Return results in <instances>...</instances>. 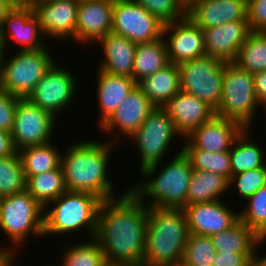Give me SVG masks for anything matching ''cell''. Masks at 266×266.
<instances>
[{"mask_svg": "<svg viewBox=\"0 0 266 266\" xmlns=\"http://www.w3.org/2000/svg\"><path fill=\"white\" fill-rule=\"evenodd\" d=\"M112 139L104 143L78 140L61 155V167L68 191L91 193L103 201L116 198L112 182L107 176L110 152L115 145V139Z\"/></svg>", "mask_w": 266, "mask_h": 266, "instance_id": "7a4b0ae2", "label": "cell"}, {"mask_svg": "<svg viewBox=\"0 0 266 266\" xmlns=\"http://www.w3.org/2000/svg\"><path fill=\"white\" fill-rule=\"evenodd\" d=\"M264 241H266V234L261 238V243H263Z\"/></svg>", "mask_w": 266, "mask_h": 266, "instance_id": "db71d44e", "label": "cell"}, {"mask_svg": "<svg viewBox=\"0 0 266 266\" xmlns=\"http://www.w3.org/2000/svg\"><path fill=\"white\" fill-rule=\"evenodd\" d=\"M2 1L7 2L12 8L26 3L24 0H2Z\"/></svg>", "mask_w": 266, "mask_h": 266, "instance_id": "681fc988", "label": "cell"}, {"mask_svg": "<svg viewBox=\"0 0 266 266\" xmlns=\"http://www.w3.org/2000/svg\"><path fill=\"white\" fill-rule=\"evenodd\" d=\"M75 78L71 71L62 66L58 67L55 61L27 98L56 117L58 112L69 107L75 96Z\"/></svg>", "mask_w": 266, "mask_h": 266, "instance_id": "4fadbf2b", "label": "cell"}, {"mask_svg": "<svg viewBox=\"0 0 266 266\" xmlns=\"http://www.w3.org/2000/svg\"><path fill=\"white\" fill-rule=\"evenodd\" d=\"M164 26L136 0L114 1L111 32L139 44L162 38Z\"/></svg>", "mask_w": 266, "mask_h": 266, "instance_id": "8fae6325", "label": "cell"}, {"mask_svg": "<svg viewBox=\"0 0 266 266\" xmlns=\"http://www.w3.org/2000/svg\"><path fill=\"white\" fill-rule=\"evenodd\" d=\"M137 85L156 107H160L180 91L179 67L170 63L153 75L143 78Z\"/></svg>", "mask_w": 266, "mask_h": 266, "instance_id": "484cf974", "label": "cell"}, {"mask_svg": "<svg viewBox=\"0 0 266 266\" xmlns=\"http://www.w3.org/2000/svg\"><path fill=\"white\" fill-rule=\"evenodd\" d=\"M245 128L237 121L214 115L186 137L181 150H202L210 153L230 151L235 139Z\"/></svg>", "mask_w": 266, "mask_h": 266, "instance_id": "9a60e30c", "label": "cell"}, {"mask_svg": "<svg viewBox=\"0 0 266 266\" xmlns=\"http://www.w3.org/2000/svg\"><path fill=\"white\" fill-rule=\"evenodd\" d=\"M9 37L22 46L19 50H38L45 48L41 25L29 3L13 7L7 14L0 29V39L5 49ZM44 44V45H43Z\"/></svg>", "mask_w": 266, "mask_h": 266, "instance_id": "2e32d148", "label": "cell"}, {"mask_svg": "<svg viewBox=\"0 0 266 266\" xmlns=\"http://www.w3.org/2000/svg\"><path fill=\"white\" fill-rule=\"evenodd\" d=\"M254 266H266V256H259V258L256 256L254 260Z\"/></svg>", "mask_w": 266, "mask_h": 266, "instance_id": "c3c4849f", "label": "cell"}, {"mask_svg": "<svg viewBox=\"0 0 266 266\" xmlns=\"http://www.w3.org/2000/svg\"><path fill=\"white\" fill-rule=\"evenodd\" d=\"M246 201L248 205L239 213V219L261 239L266 234V185Z\"/></svg>", "mask_w": 266, "mask_h": 266, "instance_id": "74e56055", "label": "cell"}, {"mask_svg": "<svg viewBox=\"0 0 266 266\" xmlns=\"http://www.w3.org/2000/svg\"><path fill=\"white\" fill-rule=\"evenodd\" d=\"M250 31L266 32V0H247Z\"/></svg>", "mask_w": 266, "mask_h": 266, "instance_id": "b9f144b4", "label": "cell"}, {"mask_svg": "<svg viewBox=\"0 0 266 266\" xmlns=\"http://www.w3.org/2000/svg\"><path fill=\"white\" fill-rule=\"evenodd\" d=\"M183 211L190 234L211 236L239 220V213L233 212L222 200L187 205Z\"/></svg>", "mask_w": 266, "mask_h": 266, "instance_id": "d6986e66", "label": "cell"}, {"mask_svg": "<svg viewBox=\"0 0 266 266\" xmlns=\"http://www.w3.org/2000/svg\"><path fill=\"white\" fill-rule=\"evenodd\" d=\"M176 134L179 136L173 120L156 107L130 137L135 141L141 156L140 173L143 178L153 177Z\"/></svg>", "mask_w": 266, "mask_h": 266, "instance_id": "9c48e42d", "label": "cell"}, {"mask_svg": "<svg viewBox=\"0 0 266 266\" xmlns=\"http://www.w3.org/2000/svg\"><path fill=\"white\" fill-rule=\"evenodd\" d=\"M55 146L50 141L18 151L26 180L31 176L56 169L61 165L62 154Z\"/></svg>", "mask_w": 266, "mask_h": 266, "instance_id": "f546056e", "label": "cell"}, {"mask_svg": "<svg viewBox=\"0 0 266 266\" xmlns=\"http://www.w3.org/2000/svg\"><path fill=\"white\" fill-rule=\"evenodd\" d=\"M17 152L11 132L0 130V157L13 156Z\"/></svg>", "mask_w": 266, "mask_h": 266, "instance_id": "f6af8a7d", "label": "cell"}, {"mask_svg": "<svg viewBox=\"0 0 266 266\" xmlns=\"http://www.w3.org/2000/svg\"><path fill=\"white\" fill-rule=\"evenodd\" d=\"M166 37L139 43L135 49L133 79L136 83L170 64Z\"/></svg>", "mask_w": 266, "mask_h": 266, "instance_id": "4316f807", "label": "cell"}, {"mask_svg": "<svg viewBox=\"0 0 266 266\" xmlns=\"http://www.w3.org/2000/svg\"><path fill=\"white\" fill-rule=\"evenodd\" d=\"M159 108L173 120L179 135L184 138L215 115V110L206 102L183 91H179Z\"/></svg>", "mask_w": 266, "mask_h": 266, "instance_id": "ac0fdd59", "label": "cell"}, {"mask_svg": "<svg viewBox=\"0 0 266 266\" xmlns=\"http://www.w3.org/2000/svg\"><path fill=\"white\" fill-rule=\"evenodd\" d=\"M248 20L231 21L203 30L205 55L232 63L250 33Z\"/></svg>", "mask_w": 266, "mask_h": 266, "instance_id": "ffe728a7", "label": "cell"}, {"mask_svg": "<svg viewBox=\"0 0 266 266\" xmlns=\"http://www.w3.org/2000/svg\"><path fill=\"white\" fill-rule=\"evenodd\" d=\"M29 4L45 37L76 40L79 0H31Z\"/></svg>", "mask_w": 266, "mask_h": 266, "instance_id": "5bb4252c", "label": "cell"}, {"mask_svg": "<svg viewBox=\"0 0 266 266\" xmlns=\"http://www.w3.org/2000/svg\"><path fill=\"white\" fill-rule=\"evenodd\" d=\"M56 119L28 98H18L11 130L17 151L52 141Z\"/></svg>", "mask_w": 266, "mask_h": 266, "instance_id": "7c38bea8", "label": "cell"}, {"mask_svg": "<svg viewBox=\"0 0 266 266\" xmlns=\"http://www.w3.org/2000/svg\"><path fill=\"white\" fill-rule=\"evenodd\" d=\"M189 234L183 209L150 207L142 266H179Z\"/></svg>", "mask_w": 266, "mask_h": 266, "instance_id": "3957f363", "label": "cell"}, {"mask_svg": "<svg viewBox=\"0 0 266 266\" xmlns=\"http://www.w3.org/2000/svg\"><path fill=\"white\" fill-rule=\"evenodd\" d=\"M64 249L61 266H102L106 262L102 248L94 238Z\"/></svg>", "mask_w": 266, "mask_h": 266, "instance_id": "8d00e7d4", "label": "cell"}, {"mask_svg": "<svg viewBox=\"0 0 266 266\" xmlns=\"http://www.w3.org/2000/svg\"><path fill=\"white\" fill-rule=\"evenodd\" d=\"M148 211L129 188L120 199L102 202L94 239L106 262L143 265Z\"/></svg>", "mask_w": 266, "mask_h": 266, "instance_id": "6da1fadb", "label": "cell"}, {"mask_svg": "<svg viewBox=\"0 0 266 266\" xmlns=\"http://www.w3.org/2000/svg\"><path fill=\"white\" fill-rule=\"evenodd\" d=\"M257 105L259 106V102L254 91L253 74L233 62L227 63L223 75L221 102L215 114L251 129Z\"/></svg>", "mask_w": 266, "mask_h": 266, "instance_id": "52a82bcc", "label": "cell"}, {"mask_svg": "<svg viewBox=\"0 0 266 266\" xmlns=\"http://www.w3.org/2000/svg\"><path fill=\"white\" fill-rule=\"evenodd\" d=\"M195 170L213 172L222 175L228 181L232 176L230 153L221 151L210 153L202 150H182Z\"/></svg>", "mask_w": 266, "mask_h": 266, "instance_id": "e575fe53", "label": "cell"}, {"mask_svg": "<svg viewBox=\"0 0 266 266\" xmlns=\"http://www.w3.org/2000/svg\"><path fill=\"white\" fill-rule=\"evenodd\" d=\"M216 249L210 236L189 234L181 266H212Z\"/></svg>", "mask_w": 266, "mask_h": 266, "instance_id": "d590c367", "label": "cell"}, {"mask_svg": "<svg viewBox=\"0 0 266 266\" xmlns=\"http://www.w3.org/2000/svg\"><path fill=\"white\" fill-rule=\"evenodd\" d=\"M4 51L5 50L3 49V43H2V40L0 39V69H1L2 57H5Z\"/></svg>", "mask_w": 266, "mask_h": 266, "instance_id": "f907efd6", "label": "cell"}, {"mask_svg": "<svg viewBox=\"0 0 266 266\" xmlns=\"http://www.w3.org/2000/svg\"><path fill=\"white\" fill-rule=\"evenodd\" d=\"M44 210L27 190L0 198V228L13 242L14 255L29 234L44 236Z\"/></svg>", "mask_w": 266, "mask_h": 266, "instance_id": "8992f818", "label": "cell"}, {"mask_svg": "<svg viewBox=\"0 0 266 266\" xmlns=\"http://www.w3.org/2000/svg\"><path fill=\"white\" fill-rule=\"evenodd\" d=\"M226 65L227 62L208 55L179 64L180 91L196 96L216 111L221 102Z\"/></svg>", "mask_w": 266, "mask_h": 266, "instance_id": "30bf717a", "label": "cell"}, {"mask_svg": "<svg viewBox=\"0 0 266 266\" xmlns=\"http://www.w3.org/2000/svg\"><path fill=\"white\" fill-rule=\"evenodd\" d=\"M97 80V96L101 113L99 126H101L115 112L137 83L130 77L112 75L100 69Z\"/></svg>", "mask_w": 266, "mask_h": 266, "instance_id": "d4e9b609", "label": "cell"}, {"mask_svg": "<svg viewBox=\"0 0 266 266\" xmlns=\"http://www.w3.org/2000/svg\"><path fill=\"white\" fill-rule=\"evenodd\" d=\"M113 5L112 0H79L77 42H99L112 31Z\"/></svg>", "mask_w": 266, "mask_h": 266, "instance_id": "7402d4cb", "label": "cell"}, {"mask_svg": "<svg viewBox=\"0 0 266 266\" xmlns=\"http://www.w3.org/2000/svg\"><path fill=\"white\" fill-rule=\"evenodd\" d=\"M26 190V179L18 152L0 157V198Z\"/></svg>", "mask_w": 266, "mask_h": 266, "instance_id": "836d02e7", "label": "cell"}, {"mask_svg": "<svg viewBox=\"0 0 266 266\" xmlns=\"http://www.w3.org/2000/svg\"><path fill=\"white\" fill-rule=\"evenodd\" d=\"M182 2V4L188 8L194 1L196 0H180Z\"/></svg>", "mask_w": 266, "mask_h": 266, "instance_id": "816d5d0a", "label": "cell"}, {"mask_svg": "<svg viewBox=\"0 0 266 266\" xmlns=\"http://www.w3.org/2000/svg\"><path fill=\"white\" fill-rule=\"evenodd\" d=\"M102 202L103 200L94 194L66 190L44 207L46 209L53 204L51 210H44L43 237L47 234H65L85 228L91 238H94Z\"/></svg>", "mask_w": 266, "mask_h": 266, "instance_id": "5b68a950", "label": "cell"}, {"mask_svg": "<svg viewBox=\"0 0 266 266\" xmlns=\"http://www.w3.org/2000/svg\"><path fill=\"white\" fill-rule=\"evenodd\" d=\"M217 252L256 253L261 239L240 219L230 228L210 236Z\"/></svg>", "mask_w": 266, "mask_h": 266, "instance_id": "83f0119b", "label": "cell"}, {"mask_svg": "<svg viewBox=\"0 0 266 266\" xmlns=\"http://www.w3.org/2000/svg\"><path fill=\"white\" fill-rule=\"evenodd\" d=\"M162 23L169 24L187 16V8L180 0H136Z\"/></svg>", "mask_w": 266, "mask_h": 266, "instance_id": "f35d334b", "label": "cell"}, {"mask_svg": "<svg viewBox=\"0 0 266 266\" xmlns=\"http://www.w3.org/2000/svg\"><path fill=\"white\" fill-rule=\"evenodd\" d=\"M49 53L46 48H40L17 50L6 61L2 57L0 87L18 98H27L55 62Z\"/></svg>", "mask_w": 266, "mask_h": 266, "instance_id": "ba28073f", "label": "cell"}, {"mask_svg": "<svg viewBox=\"0 0 266 266\" xmlns=\"http://www.w3.org/2000/svg\"><path fill=\"white\" fill-rule=\"evenodd\" d=\"M26 190L43 207L56 200L67 190L61 165L56 169L29 177L26 180Z\"/></svg>", "mask_w": 266, "mask_h": 266, "instance_id": "1f68e13d", "label": "cell"}, {"mask_svg": "<svg viewBox=\"0 0 266 266\" xmlns=\"http://www.w3.org/2000/svg\"><path fill=\"white\" fill-rule=\"evenodd\" d=\"M99 42L104 52L100 70L112 75L126 76L133 79L137 44L113 32L108 33Z\"/></svg>", "mask_w": 266, "mask_h": 266, "instance_id": "cb8c5ba5", "label": "cell"}, {"mask_svg": "<svg viewBox=\"0 0 266 266\" xmlns=\"http://www.w3.org/2000/svg\"><path fill=\"white\" fill-rule=\"evenodd\" d=\"M233 63L251 74L266 71V32L251 31Z\"/></svg>", "mask_w": 266, "mask_h": 266, "instance_id": "d6a6232c", "label": "cell"}, {"mask_svg": "<svg viewBox=\"0 0 266 266\" xmlns=\"http://www.w3.org/2000/svg\"><path fill=\"white\" fill-rule=\"evenodd\" d=\"M255 253L216 252L212 266H254Z\"/></svg>", "mask_w": 266, "mask_h": 266, "instance_id": "7bdbcfd3", "label": "cell"}, {"mask_svg": "<svg viewBox=\"0 0 266 266\" xmlns=\"http://www.w3.org/2000/svg\"><path fill=\"white\" fill-rule=\"evenodd\" d=\"M18 97L0 87V130L11 132Z\"/></svg>", "mask_w": 266, "mask_h": 266, "instance_id": "60d3db41", "label": "cell"}, {"mask_svg": "<svg viewBox=\"0 0 266 266\" xmlns=\"http://www.w3.org/2000/svg\"><path fill=\"white\" fill-rule=\"evenodd\" d=\"M12 9V7L2 0H0V29L3 25L4 20L6 19V16L8 12Z\"/></svg>", "mask_w": 266, "mask_h": 266, "instance_id": "7dc6e473", "label": "cell"}, {"mask_svg": "<svg viewBox=\"0 0 266 266\" xmlns=\"http://www.w3.org/2000/svg\"><path fill=\"white\" fill-rule=\"evenodd\" d=\"M155 108L156 106L136 85L115 112L100 126V130L108 134L119 130L122 135L130 138Z\"/></svg>", "mask_w": 266, "mask_h": 266, "instance_id": "44dd1931", "label": "cell"}, {"mask_svg": "<svg viewBox=\"0 0 266 266\" xmlns=\"http://www.w3.org/2000/svg\"><path fill=\"white\" fill-rule=\"evenodd\" d=\"M102 266H128L122 263H109V262H105Z\"/></svg>", "mask_w": 266, "mask_h": 266, "instance_id": "f5cc1de1", "label": "cell"}, {"mask_svg": "<svg viewBox=\"0 0 266 266\" xmlns=\"http://www.w3.org/2000/svg\"><path fill=\"white\" fill-rule=\"evenodd\" d=\"M15 256L12 251L9 248L4 247V249H0V266H16L15 264L13 265V262L15 259Z\"/></svg>", "mask_w": 266, "mask_h": 266, "instance_id": "bcb514c9", "label": "cell"}, {"mask_svg": "<svg viewBox=\"0 0 266 266\" xmlns=\"http://www.w3.org/2000/svg\"><path fill=\"white\" fill-rule=\"evenodd\" d=\"M172 31V32H171ZM166 39L170 63L179 65L194 58L205 56L204 33L188 16L166 24L163 36Z\"/></svg>", "mask_w": 266, "mask_h": 266, "instance_id": "e0dca14e", "label": "cell"}, {"mask_svg": "<svg viewBox=\"0 0 266 266\" xmlns=\"http://www.w3.org/2000/svg\"><path fill=\"white\" fill-rule=\"evenodd\" d=\"M229 188V181L220 174L193 169L186 206L195 203L221 200L219 197Z\"/></svg>", "mask_w": 266, "mask_h": 266, "instance_id": "f1b7e54d", "label": "cell"}, {"mask_svg": "<svg viewBox=\"0 0 266 266\" xmlns=\"http://www.w3.org/2000/svg\"><path fill=\"white\" fill-rule=\"evenodd\" d=\"M192 172L193 167L181 150L158 175L156 174V178H146V181L133 186L131 184L129 190L149 208L183 209L186 206ZM146 196L151 199L147 204L143 201Z\"/></svg>", "mask_w": 266, "mask_h": 266, "instance_id": "277c9868", "label": "cell"}, {"mask_svg": "<svg viewBox=\"0 0 266 266\" xmlns=\"http://www.w3.org/2000/svg\"><path fill=\"white\" fill-rule=\"evenodd\" d=\"M254 91L259 104L266 110V71L253 74Z\"/></svg>", "mask_w": 266, "mask_h": 266, "instance_id": "ee69618b", "label": "cell"}, {"mask_svg": "<svg viewBox=\"0 0 266 266\" xmlns=\"http://www.w3.org/2000/svg\"><path fill=\"white\" fill-rule=\"evenodd\" d=\"M249 131L248 128H245L235 139L229 151L232 175L266 165L264 150L259 144L257 145L249 139Z\"/></svg>", "mask_w": 266, "mask_h": 266, "instance_id": "4dcf8cb0", "label": "cell"}, {"mask_svg": "<svg viewBox=\"0 0 266 266\" xmlns=\"http://www.w3.org/2000/svg\"><path fill=\"white\" fill-rule=\"evenodd\" d=\"M236 183V191L240 198L247 200L261 187L266 185V165L254 170H248L232 175L229 180V188Z\"/></svg>", "mask_w": 266, "mask_h": 266, "instance_id": "ab89813d", "label": "cell"}, {"mask_svg": "<svg viewBox=\"0 0 266 266\" xmlns=\"http://www.w3.org/2000/svg\"><path fill=\"white\" fill-rule=\"evenodd\" d=\"M187 16L202 30L247 20V0H196L187 8Z\"/></svg>", "mask_w": 266, "mask_h": 266, "instance_id": "603a6c76", "label": "cell"}]
</instances>
